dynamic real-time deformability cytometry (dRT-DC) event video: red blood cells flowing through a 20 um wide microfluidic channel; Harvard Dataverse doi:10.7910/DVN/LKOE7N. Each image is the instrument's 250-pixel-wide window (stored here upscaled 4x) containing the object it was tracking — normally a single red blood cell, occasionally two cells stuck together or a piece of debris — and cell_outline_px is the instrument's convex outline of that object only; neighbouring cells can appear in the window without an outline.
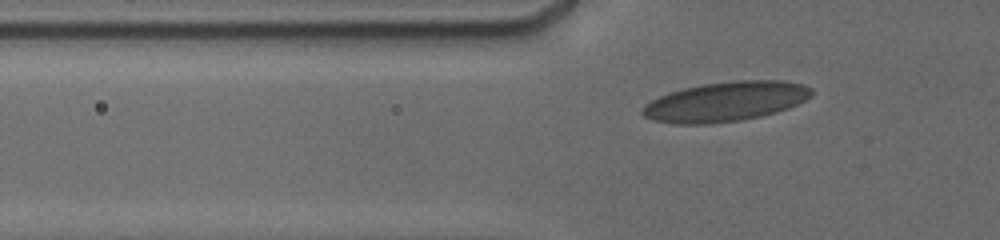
{"species": "human", "species_latin": "Homo sapiens", "temperature_condition": "cold", "stored_images_in_passage": 44, "camera_frame_rate_fps": 3000, "um_per_image_px": 0.085, "donor": {"sex": "male"}, "frame": {"image": 1, "passage_image": 9, "time_ms": 3.333, "image_size_px": [1000, 240], "cell_outline_px": [[812, 96], [788, 108], [776, 112], [760, 116], [740, 120], [712, 124], [672, 124], [652, 120], [644, 116], [640, 112], [640, 108], [644, 104], [668, 92], [684, 88], [704, 84], [736, 80], [784, 80], [804, 84], [812, 88]], "centroid_in_image_um": [61.65, 8.63], "position_along_channel_um": 64.1, "area_um2": 39.3}}
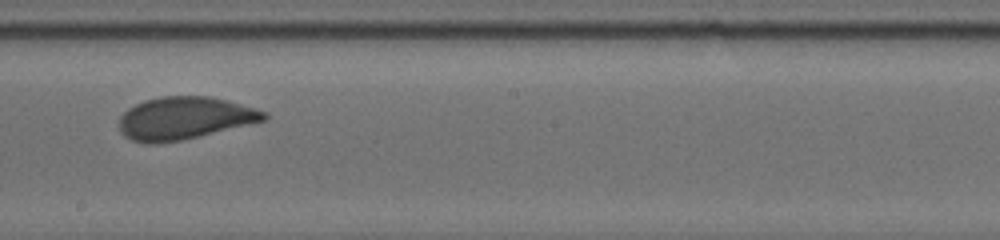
{"frame": {"image": 2, "passage_image": 23, "time_ms": 8.0, "image_size_px": [1000, 240], "cell_outline_px": [[268, 116], [264, 120], [248, 124], [180, 140], [156, 144], [152, 144], [132, 140], [124, 136], [120, 132], [120, 116], [128, 108], [144, 100], [160, 96], [208, 96], [256, 108], [268, 112]], "centroid_in_image_um": [15.64, 10.03], "position_along_channel_um": 232.6, "area_um2": 35.49}}
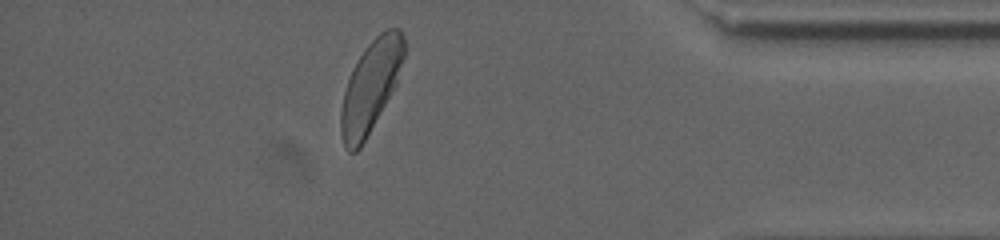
{"frame": {"image": 3, "passage_image": 39, "time_ms": 13.333, "image_size_px": [1000, 240], "cell_outline_px": [[404, 56], [396, 84], [360, 148], [356, 152], [348, 152], [344, 144], [340, 132], [340, 112], [344, 92], [352, 68], [364, 48], [380, 32], [388, 28], [400, 28], [404, 36]], "centroid_in_image_um": [31.49, 7.33], "position_along_channel_um": 403.7, "area_um2": 33.29}, "authors_computed_cell_mechanics": {"area_um2": 35.8938, "velocity_mm_per_s": 3.7506, "shape_relaxation_time_tau1_ms": 5.0472, "shape_relaxation_time_tau2_ms": null, "deformation_change_tau1": 0.145, "deformation_change_tau2": null}}